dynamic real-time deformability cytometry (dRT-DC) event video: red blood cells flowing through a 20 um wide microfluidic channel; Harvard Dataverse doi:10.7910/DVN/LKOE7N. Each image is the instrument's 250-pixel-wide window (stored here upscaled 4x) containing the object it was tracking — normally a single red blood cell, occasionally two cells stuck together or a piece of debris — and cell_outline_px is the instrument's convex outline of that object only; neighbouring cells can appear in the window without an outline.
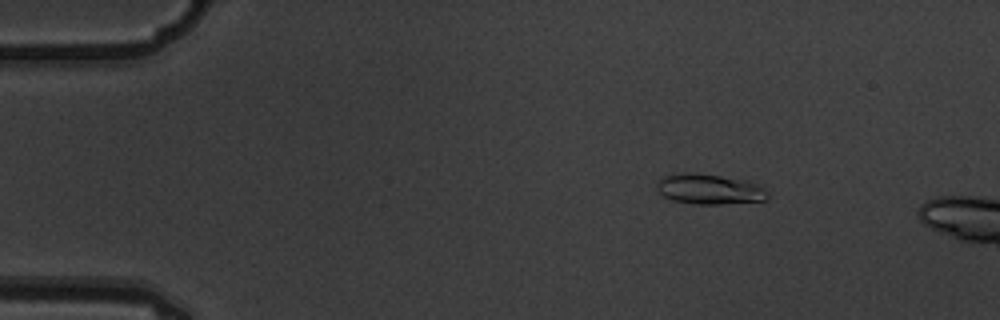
{"species": "common noctule bat (a hibernating species)", "species_latin": "Nyctalus noctula", "temperature_condition": "warm", "stored_images_in_passage": 3, "camera_frame_rate_fps": 3000, "um_per_image_px": 0.085, "animal": {"sex": "male", "body_mass_g": 19.5, "forearm_length_mm": 54.6}, "frame": {"image": 1, "passage_image": 2, "time_ms": 0.333, "image_size_px": [1000, 320], "cell_outline_px": [[768, 200], [720, 204], [692, 204], [672, 200], [664, 196], [656, 188], [656, 180], [664, 176], [688, 172], [720, 176], [748, 180], [764, 188], [768, 196]], "centroid_in_image_um": [60.28, 16.08], "position_along_channel_um": 24.7, "area_um2": 19.54}}